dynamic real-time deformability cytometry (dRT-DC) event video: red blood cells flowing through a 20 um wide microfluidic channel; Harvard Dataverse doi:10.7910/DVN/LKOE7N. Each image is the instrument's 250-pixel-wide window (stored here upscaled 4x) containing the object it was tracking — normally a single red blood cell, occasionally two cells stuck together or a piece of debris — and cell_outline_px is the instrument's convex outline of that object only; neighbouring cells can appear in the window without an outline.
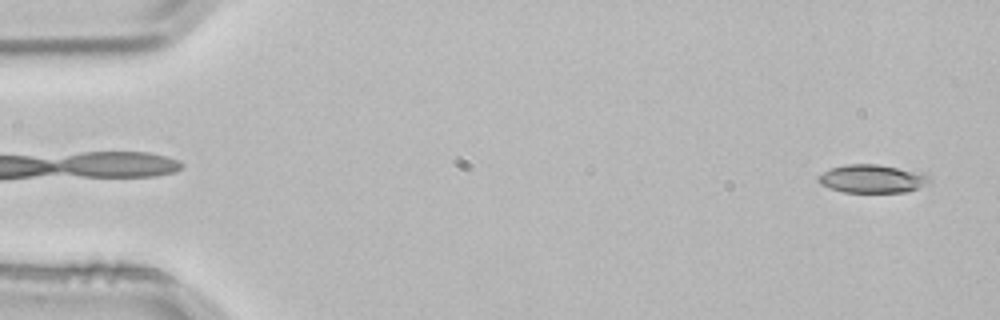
{"species": "common noctule bat (a hibernating species)", "species_latin": "Nyctalus noctula", "temperature_condition": "room temperature", "stored_images_in_passage": 3, "segment_of_instrument_passage": [2, 2], "camera_frame_rate_fps": 3000, "um_per_image_px": 0.085, "animal": {"sex": "male", "body_mass_g": 21.5, "forearm_length_mm": 52.0}, "frame": {"image": 1, "passage_image": 3, "time_ms": 0.667, "image_size_px": [1000, 320], "cell_outline_px": [[932, 184], [908, 192], [844, 192], [820, 184], [816, 180], [816, 176], [832, 168], [848, 164], [880, 164], [920, 172], [928, 176], [932, 180]], "centroid_in_image_um": [74.2, 15.2], "position_along_channel_um": 10.8, "area_um2": 18.5}}